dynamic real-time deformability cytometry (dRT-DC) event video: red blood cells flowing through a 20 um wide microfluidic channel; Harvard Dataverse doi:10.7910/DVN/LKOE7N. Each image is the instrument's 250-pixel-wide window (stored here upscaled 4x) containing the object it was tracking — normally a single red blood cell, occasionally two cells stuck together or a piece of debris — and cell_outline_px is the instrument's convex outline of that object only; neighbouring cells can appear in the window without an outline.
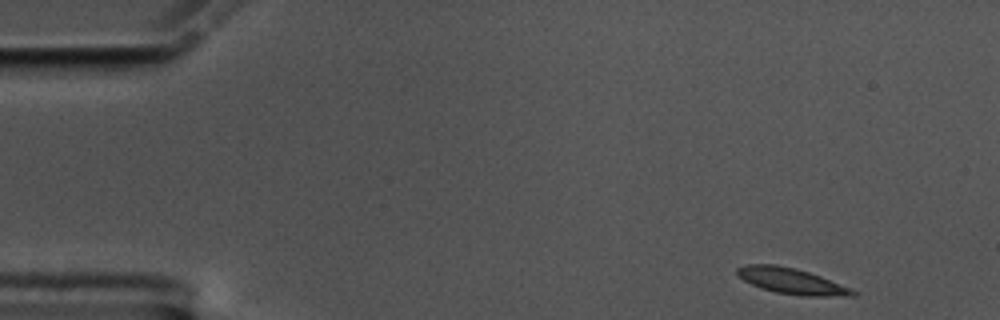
{"species": "common noctule bat (a hibernating species)", "species_latin": "Nyctalus noctula", "temperature_condition": "cold", "stored_images_in_passage": 9, "camera_frame_rate_fps": 3000, "um_per_image_px": 0.085, "animal": {"sex": "male", "body_mass_g": 17.5, "forearm_length_mm": 52.3}, "frame": {"image": 1, "passage_image": 1, "time_ms": 0.0, "image_size_px": [1000, 320], "cell_outline_px": [[856, 296], [800, 296], [776, 292], [760, 288], [744, 280], [736, 272], [736, 268], [748, 264], [776, 264], [796, 268], [820, 276], [852, 288], [856, 292]], "centroid_in_image_um": [67.3, 23.89], "position_along_channel_um": 17.7, "area_um2": 17.4}}